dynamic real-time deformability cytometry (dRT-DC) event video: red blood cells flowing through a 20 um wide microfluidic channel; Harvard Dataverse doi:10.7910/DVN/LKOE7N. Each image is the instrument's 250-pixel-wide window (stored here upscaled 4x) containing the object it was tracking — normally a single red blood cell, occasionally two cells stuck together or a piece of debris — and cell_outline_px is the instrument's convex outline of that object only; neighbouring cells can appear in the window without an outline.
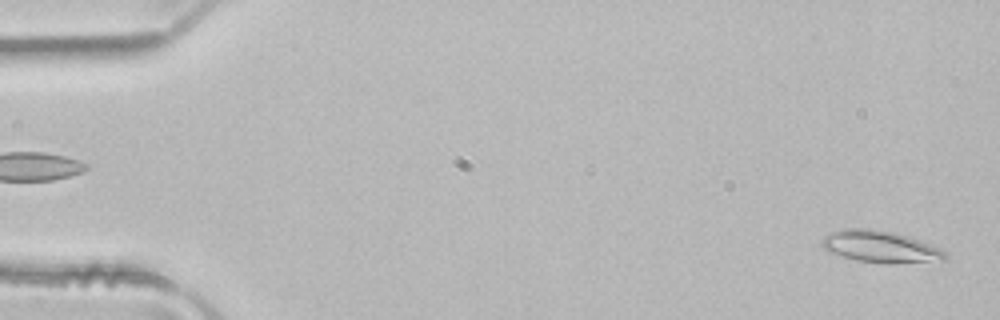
{"species": "common noctule bat (a hibernating species)", "species_latin": "Nyctalus noctula", "temperature_condition": "room temperature", "stored_images_in_passage": 3, "segment_of_instrument_passage": [2, 2], "camera_frame_rate_fps": 3000, "um_per_image_px": 0.085, "animal": {"sex": "male", "body_mass_g": 21.5, "forearm_length_mm": 52.0}, "frame": {"image": 1, "passage_image": 3, "time_ms": 0.667, "image_size_px": [1000, 320], "cell_outline_px": [[944, 260], [896, 264], [888, 264], [856, 260], [828, 252], [820, 244], [820, 240], [824, 236], [840, 228], [864, 228], [892, 232], [908, 236], [920, 240], [940, 248], [944, 252]], "centroid_in_image_um": [74.77, 20.97], "position_along_channel_um": 10.2, "area_um2": 22.89}}